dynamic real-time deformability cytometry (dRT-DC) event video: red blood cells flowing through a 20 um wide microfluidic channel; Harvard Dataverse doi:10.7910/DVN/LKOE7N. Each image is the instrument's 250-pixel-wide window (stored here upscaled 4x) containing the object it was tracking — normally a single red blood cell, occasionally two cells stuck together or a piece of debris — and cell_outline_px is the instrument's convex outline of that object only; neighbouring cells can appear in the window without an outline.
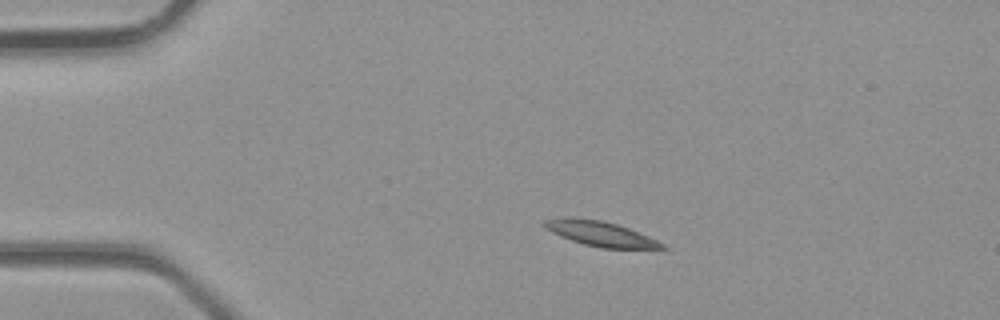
{"species": "common noctule bat (a hibernating species)", "species_latin": "Nyctalus noctula", "temperature_condition": "room temperature", "stored_images_in_passage": 1, "camera_frame_rate_fps": 3000, "um_per_image_px": 0.085, "animal": {"sex": "male", "body_mass_g": 23.1, "forearm_length_mm": 52.7}, "frame": {"image": 1, "passage_image": 1, "time_ms": 0.0, "image_size_px": [1000, 320], "cell_outline_px": [[668, 248], [600, 248], [584, 244], [560, 236], [544, 228], [544, 220], [564, 216], [600, 220], [616, 224], [628, 228], [648, 236], [664, 244]], "centroid_in_image_um": [50.99, 19.85], "position_along_channel_um": 34.0, "area_um2": 16.88}}